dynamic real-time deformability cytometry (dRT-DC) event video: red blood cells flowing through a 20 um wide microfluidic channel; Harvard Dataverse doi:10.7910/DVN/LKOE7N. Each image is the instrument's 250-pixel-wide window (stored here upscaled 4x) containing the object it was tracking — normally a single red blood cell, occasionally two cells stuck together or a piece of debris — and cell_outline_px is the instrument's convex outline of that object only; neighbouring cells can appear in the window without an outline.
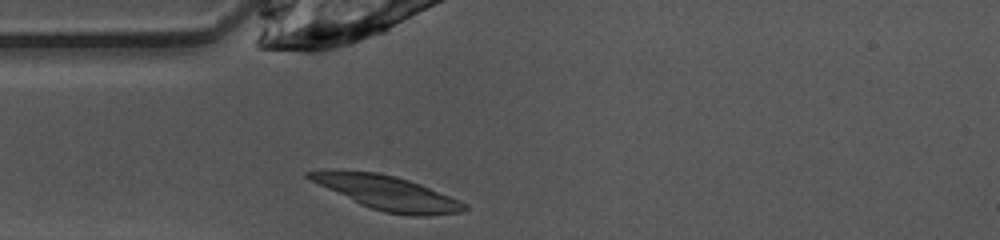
{"species": "common noctule bat (a hibernating species)", "species_latin": "Nyctalus noctula", "temperature_condition": "warm", "stored_images_in_passage": 37, "camera_frame_rate_fps": 3000, "um_per_image_px": 0.085, "animal": {"sex": "female", "body_mass_g": 10.0, "forearm_length_mm": 53.1}, "frame": {"image": 1, "passage_image": 1, "time_ms": 0.0, "image_size_px": [1000, 240], "cell_outline_px": [[468, 208], [460, 212], [428, 216], [412, 216], [384, 212], [360, 204], [304, 176], [304, 172], [376, 172], [396, 176], [420, 184], [460, 200]], "centroid_in_image_um": [33.03, 16.42], "position_along_channel_um": 52.0, "area_um2": 29.71}}
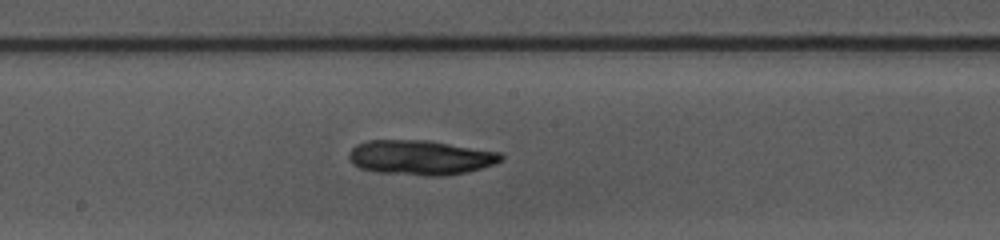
{"frame": {"image": 2, "passage_image": 13, "time_ms": 4.0, "image_size_px": [1000, 240], "cell_outline_px": [[504, 160], [468, 172], [444, 176], [424, 176], [376, 172], [360, 168], [352, 164], [348, 160], [348, 152], [356, 144], [368, 140], [428, 140], [500, 152], [504, 156]], "centroid_in_image_um": [35.71, 13.39], "position_along_channel_um": 212.5, "area_um2": 31.1}}
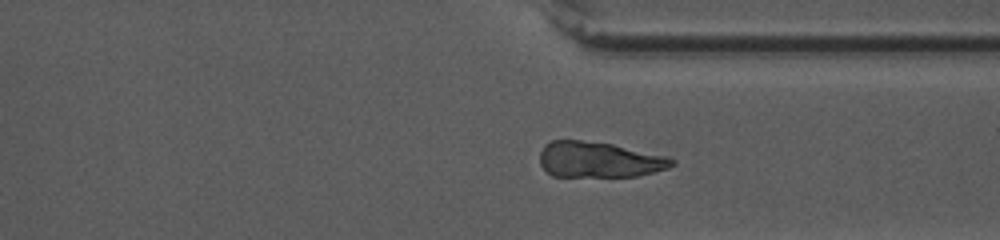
{"frame": {"image": 3, "passage_image": 24, "time_ms": 7.667, "image_size_px": [1000, 240], "cell_outline_px": [[676, 164], [668, 168], [636, 176], [552, 176], [540, 164], [540, 152], [544, 144], [552, 140], [580, 140], [612, 144], [668, 156], [676, 160]], "centroid_in_image_um": [50.93, 13.56], "position_along_channel_um": 360.5, "area_um2": 27.46}, "authors_computed_cell_mechanics": {"area_um2": 29.1312, "velocity_mm_per_s": 4.0528, "shape_relaxation_time_tau1_ms": 5.9297, "shape_relaxation_time_tau2_ms": null, "deformation_change_tau1": 0.1357, "deformation_change_tau2": null}}